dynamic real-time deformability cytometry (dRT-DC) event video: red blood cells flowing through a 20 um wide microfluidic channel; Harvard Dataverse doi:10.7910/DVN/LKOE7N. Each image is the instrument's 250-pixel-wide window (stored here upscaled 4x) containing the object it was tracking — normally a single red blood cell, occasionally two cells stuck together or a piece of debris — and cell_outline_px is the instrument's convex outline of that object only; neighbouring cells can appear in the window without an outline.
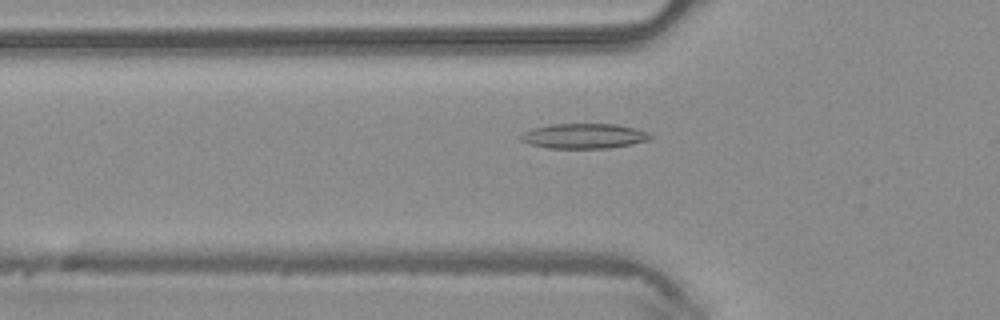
{"species": "common noctule bat (a hibernating species)", "species_latin": "Nyctalus noctula", "temperature_condition": "warm", "stored_images_in_passage": 43, "camera_frame_rate_fps": 3000, "um_per_image_px": 0.085, "animal": {"sex": "male", "body_mass_g": 20.4}, "frame": {"image": 1, "passage_image": 11, "time_ms": 3.333, "image_size_px": [1000, 320], "cell_outline_px": [[652, 136], [648, 140], [632, 144], [608, 148], [548, 148], [532, 144], [520, 140], [520, 136], [524, 132], [532, 128], [552, 124], [616, 124], [636, 128], [648, 132]], "centroid_in_image_um": [49.65, 11.56], "position_along_channel_um": 76.1, "area_um2": 18.79}}
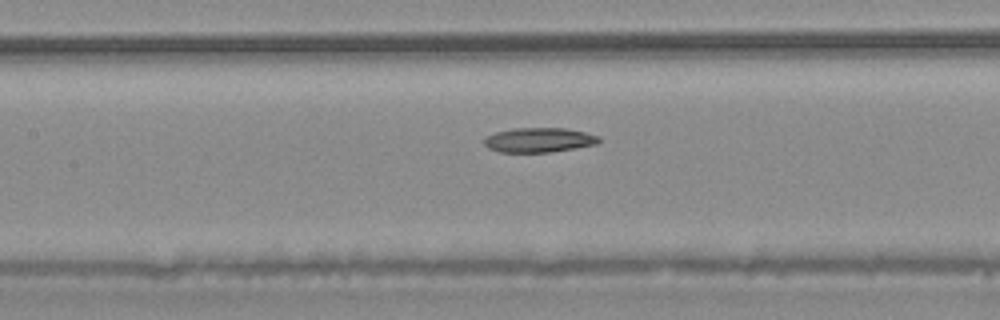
{"frame": {"image": 2, "passage_image": 17, "time_ms": 5.333, "image_size_px": [1000, 320], "cell_outline_px": [[600, 140], [596, 144], [548, 152], [500, 152], [488, 148], [484, 144], [484, 136], [496, 132], [512, 128], [564, 128], [584, 132], [600, 136]], "centroid_in_image_um": [45.76, 11.89], "position_along_channel_um": 161.6, "area_um2": 16.36}}
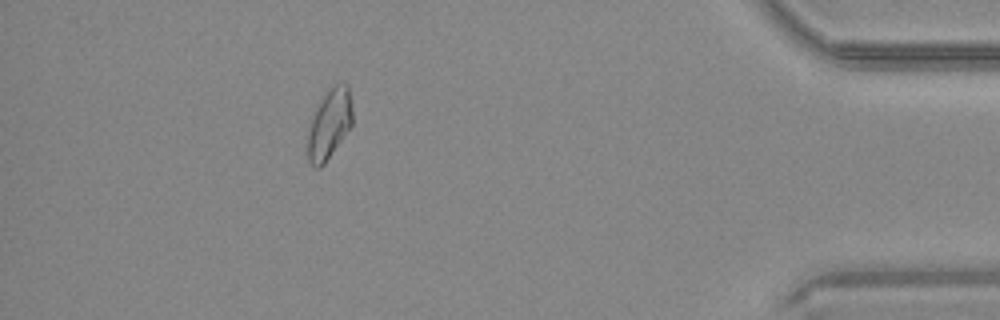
{"frame": {"image": 3, "passage_image": 38, "time_ms": 12.333, "image_size_px": [1000, 320], "cell_outline_px": [[352, 124], [324, 164], [320, 168], [316, 168], [308, 160], [304, 148], [308, 120], [312, 112], [328, 88], [340, 80], [348, 84], [352, 100]], "centroid_in_image_um": [27.93, 10.5], "position_along_channel_um": 407.3, "area_um2": 19.25}, "authors_computed_cell_mechanics": {"area_um2": 17.3978, "velocity_mm_per_s": 4.232, "shape_relaxation_time_tau1_ms": null, "shape_relaxation_time_tau2_ms": 8.4108, "deformation_change_tau1": null, "deformation_change_tau2": 0.171}}